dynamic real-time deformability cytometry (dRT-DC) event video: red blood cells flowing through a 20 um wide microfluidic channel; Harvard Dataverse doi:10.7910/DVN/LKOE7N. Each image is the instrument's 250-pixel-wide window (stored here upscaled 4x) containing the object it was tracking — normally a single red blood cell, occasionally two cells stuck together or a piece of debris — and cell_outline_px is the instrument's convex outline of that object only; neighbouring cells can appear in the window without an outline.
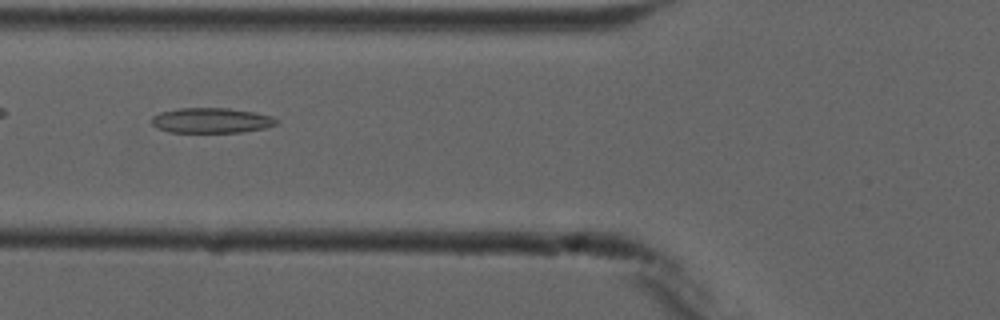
{"species": "common noctule bat (a hibernating species)", "species_latin": "Nyctalus noctula", "temperature_condition": "cold", "stored_images_in_passage": 5, "camera_frame_rate_fps": 3000, "um_per_image_px": 0.085, "animal": {"sex": "male", "forearm_length_mm": 52.5}, "frame": {"image": 1, "passage_image": 2, "time_ms": 1.333, "image_size_px": [1000, 320], "cell_outline_px": [[280, 120], [276, 124], [264, 128], [240, 132], [168, 132], [156, 128], [152, 124], [152, 116], [160, 112], [180, 108], [228, 108], [252, 112], [272, 116]], "centroid_in_image_um": [17.94, 10.24], "position_along_channel_um": 107.9, "area_um2": 18.26}}
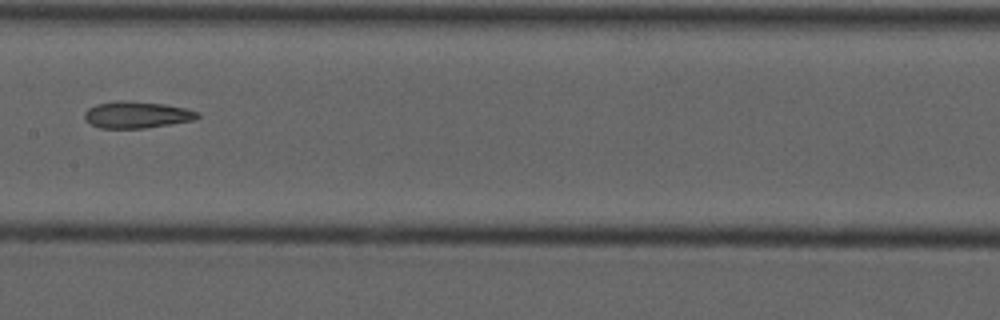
{"frame": {"image": 2, "passage_image": 4, "time_ms": 3.667, "image_size_px": [1000, 320], "cell_outline_px": [[200, 116], [196, 120], [144, 128], [100, 128], [84, 120], [84, 112], [88, 108], [96, 104], [124, 100], [132, 100], [164, 104], [188, 108], [200, 112]], "centroid_in_image_um": [11.66, 9.75], "position_along_channel_um": 195.7, "area_um2": 17.8}}
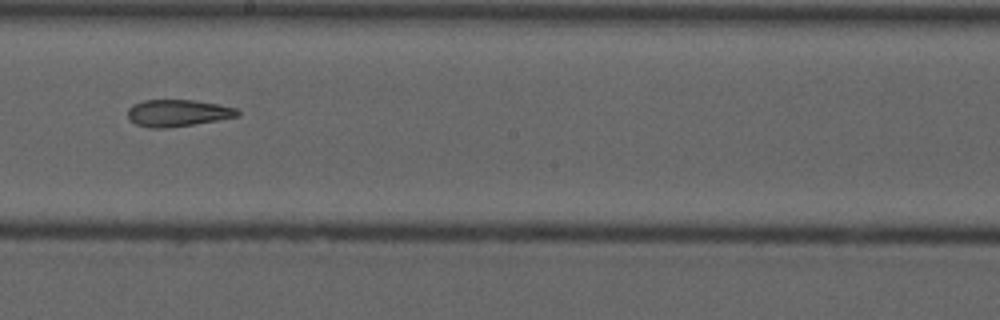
{"frame": {"image": 3, "passage_image": 5, "time_ms": 4.667, "image_size_px": [1000, 320], "cell_outline_px": [[240, 116], [168, 128], [148, 128], [136, 124], [128, 116], [128, 108], [132, 104], [144, 100], [192, 100], [220, 104], [236, 108], [240, 112]], "centroid_in_image_um": [15.11, 9.6], "position_along_channel_um": 233.1, "area_um2": 17.17}}